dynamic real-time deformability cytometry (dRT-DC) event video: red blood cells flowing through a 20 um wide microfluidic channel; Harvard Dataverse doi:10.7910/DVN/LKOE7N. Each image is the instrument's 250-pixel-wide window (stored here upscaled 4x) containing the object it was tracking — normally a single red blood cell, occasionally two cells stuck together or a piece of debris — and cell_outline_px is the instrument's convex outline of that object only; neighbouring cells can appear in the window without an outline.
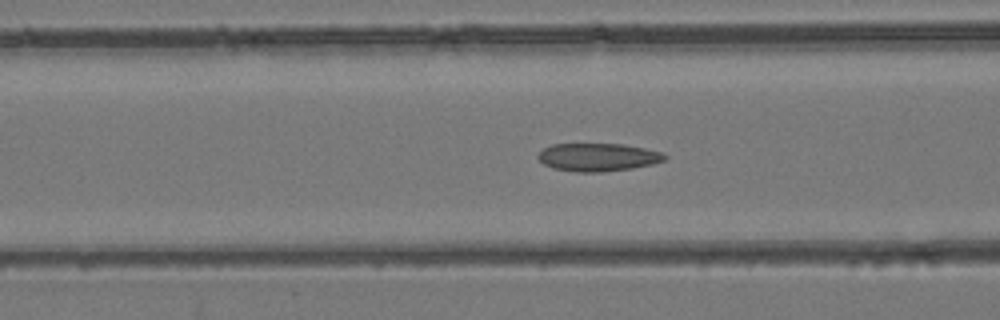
{"species": "common noctule bat (a hibernating species)", "species_latin": "Nyctalus noctula", "temperature_condition": "room temperature", "stored_images_in_passage": 48, "segment_of_instrument_passage": [1, 2], "camera_frame_rate_fps": 3000, "um_per_image_px": 0.085, "animal": {"sex": "female", "body_mass_g": 24.6, "forearm_length_mm": 56.2}, "frame": {"image": 1, "passage_image": 19, "time_ms": 6.0, "image_size_px": [1000, 320], "cell_outline_px": [[668, 156], [664, 160], [652, 164], [632, 168], [600, 172], [576, 172], [552, 168], [544, 164], [536, 156], [544, 148], [552, 144], [624, 144], [664, 152]], "centroid_in_image_um": [50.83, 13.36], "position_along_channel_um": 115.8, "area_um2": 20.69}}
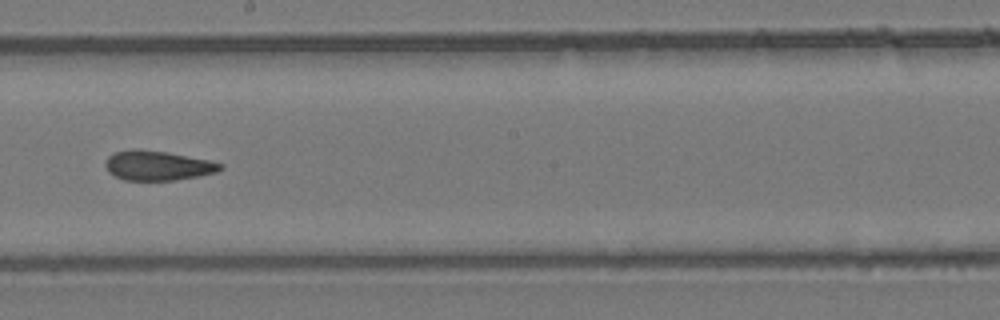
{"frame": {"image": 2, "passage_image": 27, "time_ms": 8.667, "image_size_px": [1000, 320], "cell_outline_px": [[224, 168], [216, 172], [176, 180], [124, 180], [108, 172], [104, 164], [108, 156], [116, 152], [132, 148], [168, 152], [208, 160], [224, 164]], "centroid_in_image_um": [13.39, 14.06], "position_along_channel_um": 234.8, "area_um2": 19.83}}
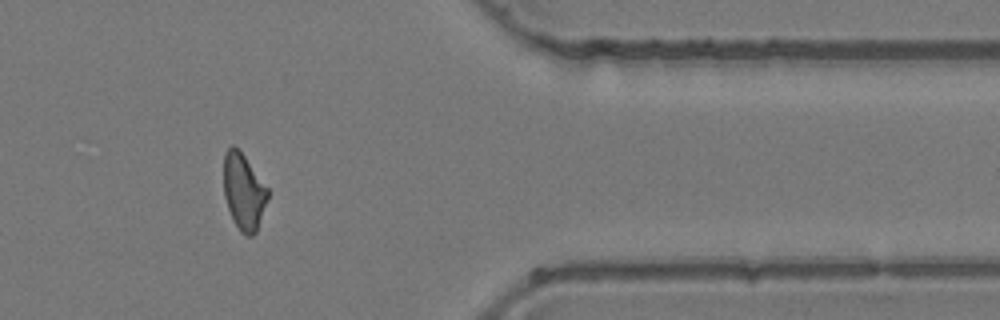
{"frame": {"image": 3, "passage_image": 39, "time_ms": 12.667, "image_size_px": [1000, 320], "cell_outline_px": [[268, 200], [256, 232], [252, 236], [244, 236], [240, 232], [232, 220], [224, 196], [224, 152], [232, 144], [244, 156], [268, 188]], "centroid_in_image_um": [20.71, 16.33], "position_along_channel_um": 390.7, "area_um2": 19.59}}